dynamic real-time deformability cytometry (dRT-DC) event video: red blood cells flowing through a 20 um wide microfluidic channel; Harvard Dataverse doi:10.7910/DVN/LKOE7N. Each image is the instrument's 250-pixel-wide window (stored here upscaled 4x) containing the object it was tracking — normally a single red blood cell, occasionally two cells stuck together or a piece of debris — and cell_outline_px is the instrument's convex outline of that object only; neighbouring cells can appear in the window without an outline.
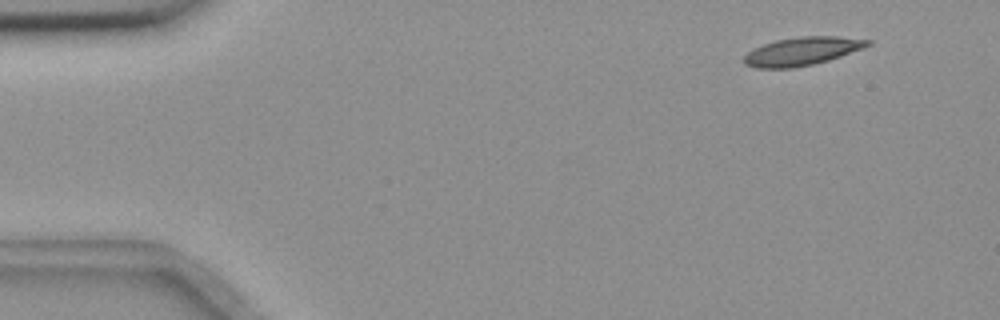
{"species": "common noctule bat (a hibernating species)", "species_latin": "Nyctalus noctula", "temperature_condition": "room temperature", "stored_images_in_passage": 51, "camera_frame_rate_fps": 3000, "um_per_image_px": 0.085, "animal": {"sex": "female", "body_mass_g": 18.4}, "frame": {"image": 1, "passage_image": 1, "time_ms": 0.0, "image_size_px": [1000, 320], "cell_outline_px": [[872, 44], [864, 48], [828, 60], [812, 64], [792, 68], [756, 68], [744, 64], [744, 56], [748, 52], [764, 44], [776, 40], [800, 36], [836, 36], [872, 40]], "centroid_in_image_um": [68.2, 4.35], "position_along_channel_um": 16.8, "area_um2": 20.23}}
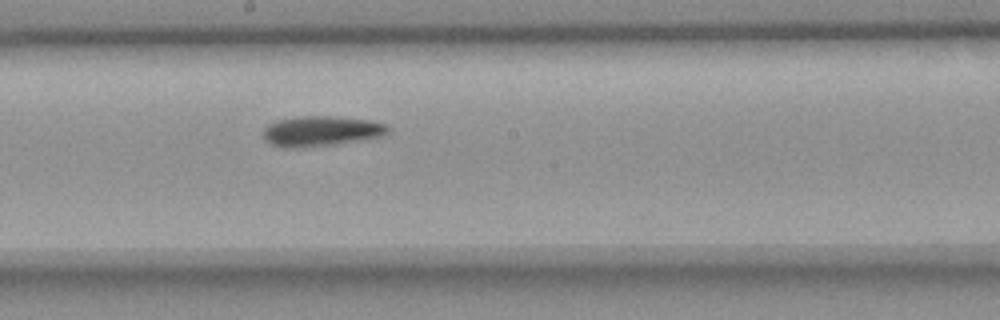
{"frame": {"image": 2, "passage_image": 26, "time_ms": 8.333, "image_size_px": [1000, 320], "cell_outline_px": [[392, 128], [388, 136], [364, 140], [336, 144], [288, 148], [284, 148], [272, 144], [264, 140], [264, 128], [268, 124], [276, 120], [296, 116], [336, 116], [372, 120], [388, 124]], "centroid_in_image_um": [27.4, 11.13], "position_along_channel_um": 220.8, "area_um2": 22.54}}
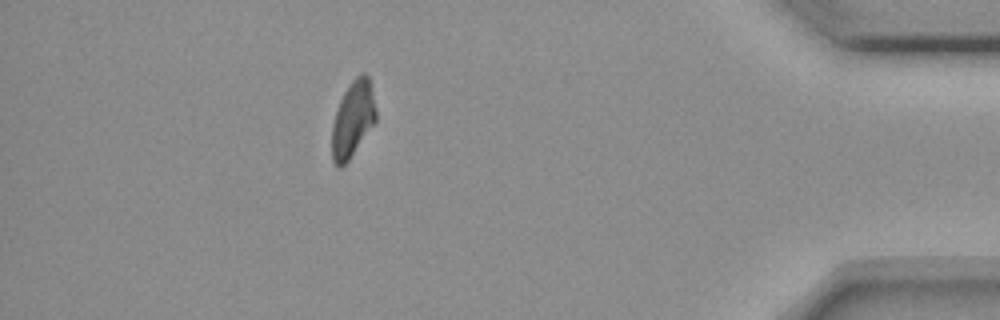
{"frame": {"image": 3, "passage_image": 45, "time_ms": 14.667, "image_size_px": [1000, 320], "cell_outline_px": [[376, 120], [348, 160], [340, 168], [336, 168], [332, 160], [332, 124], [340, 100], [344, 92], [352, 80], [360, 72], [364, 72], [368, 76], [376, 108]], "centroid_in_image_um": [29.97, 10.12], "position_along_channel_um": 405.2, "area_um2": 19.25}, "authors_computed_cell_mechanics": {"area_um2": 20.7502, "velocity_mm_per_s": 3.6691, "shape_relaxation_time_tau1_ms": 6.2624, "shape_relaxation_time_tau2_ms": 6.3792, "deformation_change_tau1": 0.1574, "deformation_change_tau2": 0.1438}}